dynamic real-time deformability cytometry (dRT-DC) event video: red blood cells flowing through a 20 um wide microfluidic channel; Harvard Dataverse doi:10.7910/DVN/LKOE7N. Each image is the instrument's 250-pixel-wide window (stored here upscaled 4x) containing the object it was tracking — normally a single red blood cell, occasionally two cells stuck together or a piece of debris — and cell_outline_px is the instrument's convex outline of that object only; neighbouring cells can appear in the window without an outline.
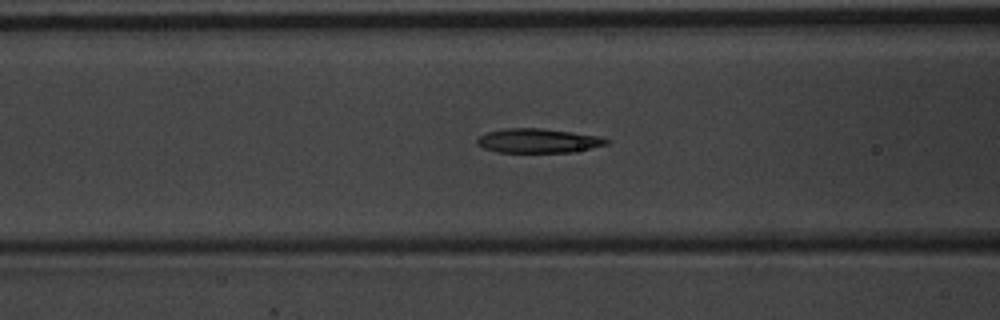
{"species": "common noctule bat (a hibernating species)", "species_latin": "Nyctalus noctula", "temperature_condition": "warm", "stored_images_in_passage": 43, "camera_frame_rate_fps": 3000, "um_per_image_px": 0.085, "animal": {"sex": "male", "body_mass_g": 20.1, "forearm_length_mm": 53.5}, "frame": {"image": 1, "passage_image": 11, "time_ms": 3.333, "image_size_px": [1000, 320], "cell_outline_px": [[608, 144], [572, 152], [496, 152], [484, 148], [476, 144], [476, 140], [480, 136], [488, 132], [504, 128], [540, 128], [572, 132], [600, 136], [608, 140]], "centroid_in_image_um": [45.72, 11.96], "position_along_channel_um": 120.9, "area_um2": 18.21}}
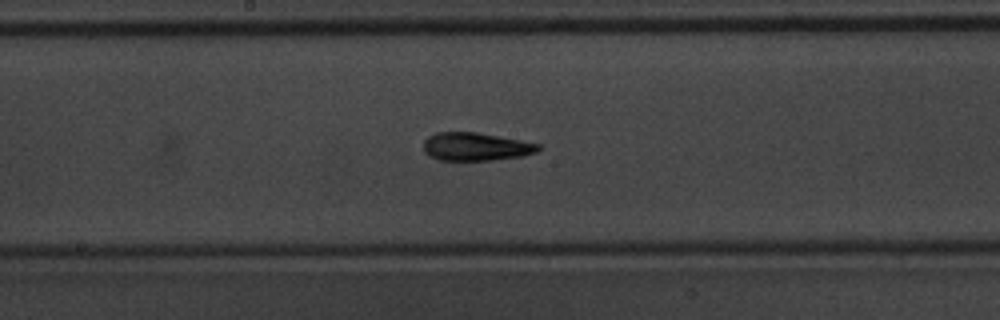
{"frame": {"image": 2, "passage_image": 18, "time_ms": 5.667, "image_size_px": [1000, 320], "cell_outline_px": [[540, 148], [536, 152], [520, 156], [492, 160], [440, 160], [428, 156], [424, 152], [424, 140], [428, 136], [436, 132], [476, 132], [520, 140], [540, 144]], "centroid_in_image_um": [40.4, 12.46], "position_along_channel_um": 207.8, "area_um2": 18.73}}
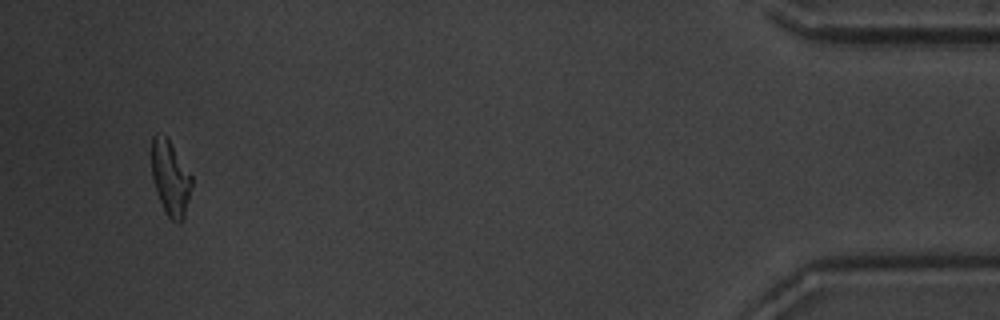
{"frame": {"image": 3, "passage_image": 41, "time_ms": 13.333, "image_size_px": [1000, 320], "cell_outline_px": [[192, 188], [184, 220], [180, 224], [172, 220], [168, 216], [156, 192], [152, 180], [152, 136], [156, 132], [164, 136], [168, 140], [192, 176]], "centroid_in_image_um": [14.49, 15.18], "position_along_channel_um": 420.7, "area_um2": 17.4}, "authors_computed_cell_mechanics": {"area_um2": 18.496, "velocity_mm_per_s": 3.7147, "shape_relaxation_time_tau1_ms": 2.979, "shape_relaxation_time_tau2_ms": 3.5367, "deformation_change_tau1": 0.1753, "deformation_change_tau2": 0.1329}}